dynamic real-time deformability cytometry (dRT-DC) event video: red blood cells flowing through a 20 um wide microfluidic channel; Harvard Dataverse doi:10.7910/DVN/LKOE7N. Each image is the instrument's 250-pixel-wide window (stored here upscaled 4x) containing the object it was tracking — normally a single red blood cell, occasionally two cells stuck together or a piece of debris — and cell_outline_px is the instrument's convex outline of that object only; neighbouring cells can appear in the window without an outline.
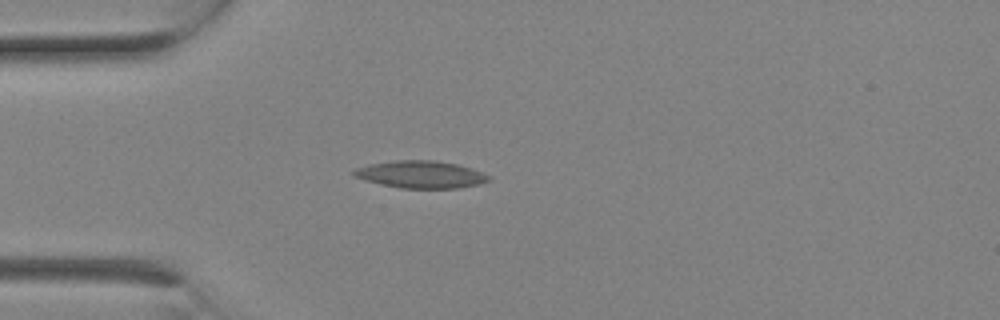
{"species": "Egyptian fruit bat (a non-hibernating species)", "species_latin": "Rousettus aegyptiacus", "temperature_condition": "room temperature", "stored_images_in_passage": 2, "camera_frame_rate_fps": 3000, "um_per_image_px": 0.085, "animal": {"sex": "female"}, "frame": {"image": 1, "passage_image": 2, "time_ms": 0.333, "image_size_px": [1000, 320], "cell_outline_px": [[492, 180], [476, 184], [456, 188], [400, 188], [352, 176], [352, 172], [356, 168], [372, 164], [396, 160], [432, 160], [456, 164], [472, 168], [492, 176]], "centroid_in_image_um": [35.81, 14.82], "position_along_channel_um": 49.2, "area_um2": 21.15}}